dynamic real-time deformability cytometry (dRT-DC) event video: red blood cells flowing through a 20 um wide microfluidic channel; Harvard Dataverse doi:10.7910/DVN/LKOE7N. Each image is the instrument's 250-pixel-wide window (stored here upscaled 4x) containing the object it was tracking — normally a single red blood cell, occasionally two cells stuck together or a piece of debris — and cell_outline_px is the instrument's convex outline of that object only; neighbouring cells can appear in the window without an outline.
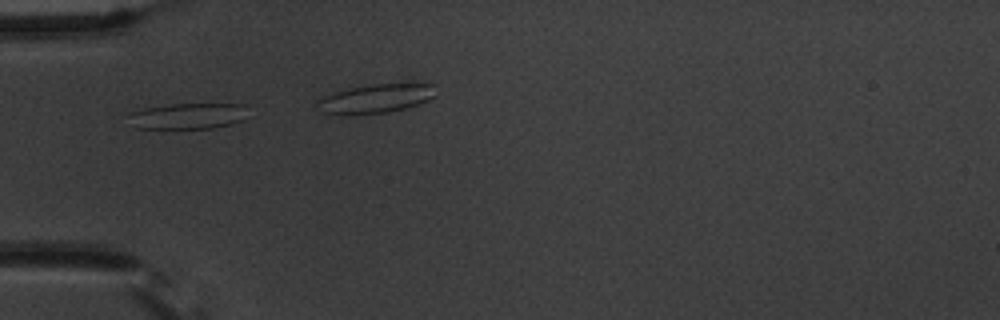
{"species": "common noctule bat (a hibernating species)", "species_latin": "Nyctalus noctula", "temperature_condition": "warm", "stored_images_in_passage": 4, "camera_frame_rate_fps": 3000, "um_per_image_px": 0.085, "animal": {"sex": "male", "body_mass_g": 20.1, "forearm_length_mm": 53.5}, "frame": {"image": 1, "passage_image": 2, "time_ms": 1.0, "image_size_px": [1000, 320], "cell_outline_px": [[248, 104], [244, 120], [232, 124], [212, 128], [136, 128], [128, 116], [132, 112], [144, 108], [172, 104]], "centroid_in_image_um": [16.04, 9.85], "position_along_channel_um": 69.0, "area_um2": 17.98}}
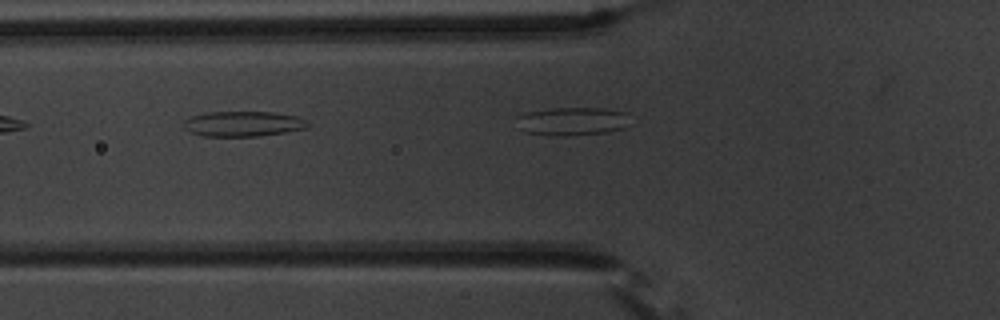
{"frame": {"image": 2, "passage_image": 3, "time_ms": 2.0, "image_size_px": [1000, 320], "cell_outline_px": [[308, 124], [304, 128], [284, 132], [256, 136], [200, 136], [188, 132], [180, 124], [184, 120], [192, 116], [208, 112], [276, 112], [296, 116], [308, 120]], "centroid_in_image_um": [20.59, 10.52], "position_along_channel_um": 105.2, "area_um2": 18.32}}